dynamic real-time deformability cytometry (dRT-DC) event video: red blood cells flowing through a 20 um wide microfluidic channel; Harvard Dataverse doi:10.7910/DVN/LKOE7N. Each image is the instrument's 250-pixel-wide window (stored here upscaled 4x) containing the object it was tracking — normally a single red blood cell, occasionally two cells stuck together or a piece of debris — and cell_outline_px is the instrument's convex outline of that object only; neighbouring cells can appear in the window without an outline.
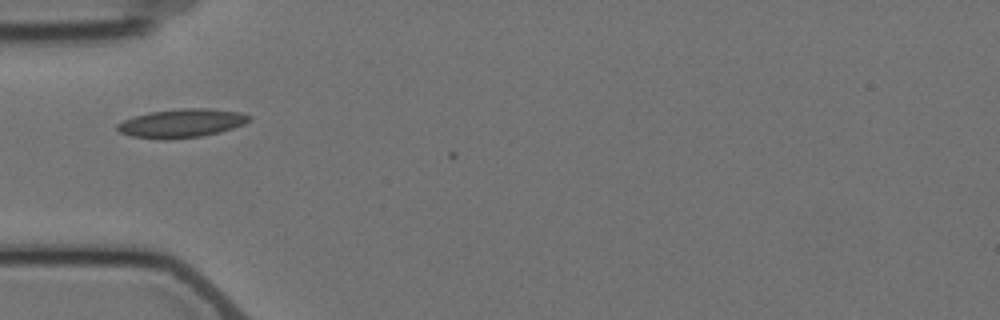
{"species": "Egyptian fruit bat (a non-hibernating species)", "species_latin": "Rousettus aegyptiacus", "temperature_condition": "cold", "stored_images_in_passage": 2, "camera_frame_rate_fps": 3000, "um_per_image_px": 0.085, "animal": {"sex": "female"}, "frame": {"image": 1, "passage_image": 1, "time_ms": 0.0, "image_size_px": [1000, 320], "cell_outline_px": [[252, 120], [244, 124], [220, 132], [204, 136], [164, 140], [160, 140], [132, 136], [120, 132], [116, 128], [116, 124], [124, 120], [148, 112], [180, 108], [208, 108], [240, 112], [252, 116]], "centroid_in_image_um": [15.46, 10.47], "position_along_channel_um": 69.5, "area_um2": 22.2}}